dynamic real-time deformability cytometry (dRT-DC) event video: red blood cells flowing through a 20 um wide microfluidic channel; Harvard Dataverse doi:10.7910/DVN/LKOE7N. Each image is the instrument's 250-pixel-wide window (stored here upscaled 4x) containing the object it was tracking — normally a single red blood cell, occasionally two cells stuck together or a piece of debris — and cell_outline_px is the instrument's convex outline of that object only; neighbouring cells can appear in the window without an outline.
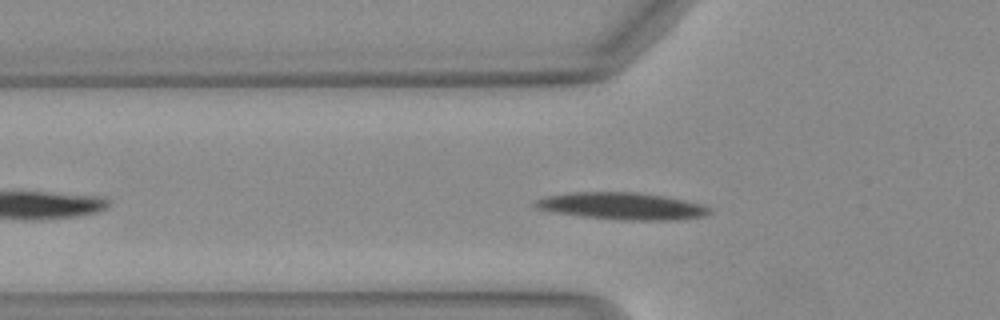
{"species": "Egyptian fruit bat (a non-hibernating species)", "species_latin": "Rousettus aegyptiacus", "temperature_condition": "warm", "stored_images_in_passage": 36, "camera_frame_rate_fps": 3000, "um_per_image_px": 0.085, "animal": {"sex": "female"}, "frame": {"image": 1, "passage_image": 6, "time_ms": 1.667, "image_size_px": [1000, 320], "cell_outline_px": [[712, 212], [704, 216], [672, 220], [624, 220], [584, 216], [556, 212], [540, 208], [532, 204], [536, 200], [548, 196], [572, 192], [636, 192], [664, 196], [700, 204], [708, 208]], "centroid_in_image_um": [52.89, 17.51], "position_along_channel_um": 72.9, "area_um2": 26.88}}
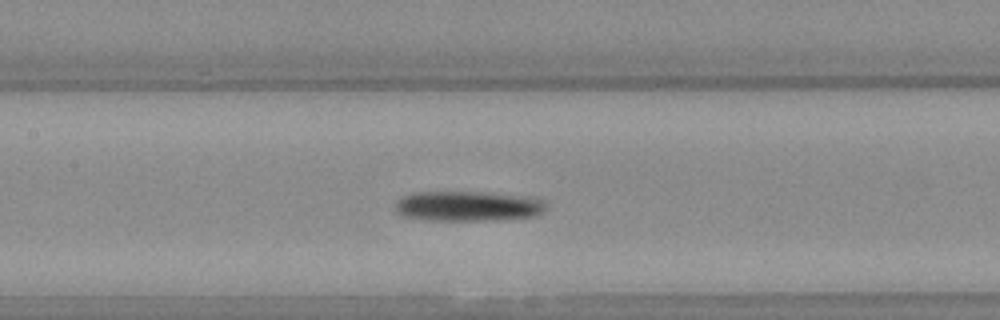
{"frame": {"image": 2, "passage_image": 13, "time_ms": 4.0, "image_size_px": [1000, 320], "cell_outline_px": [[544, 208], [536, 216], [484, 220], [424, 220], [400, 216], [396, 212], [396, 200], [412, 192], [480, 192], [528, 196], [540, 200], [544, 204]], "centroid_in_image_um": [39.67, 17.52], "position_along_channel_um": 167.7, "area_um2": 26.24}}
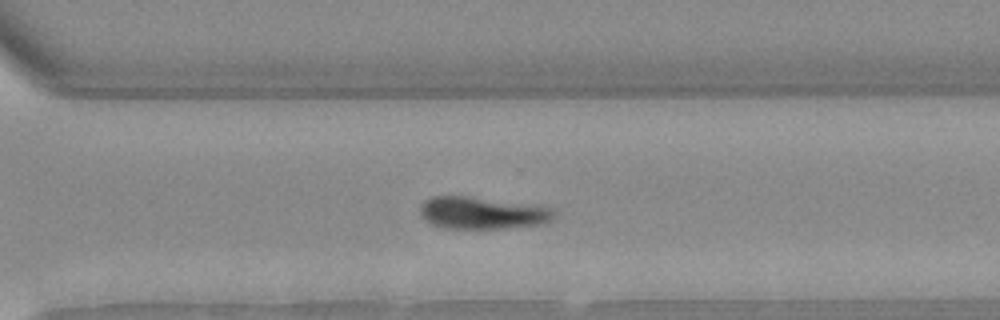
{"frame": {"image": 3, "passage_image": 25, "time_ms": 8.0, "image_size_px": [1000, 320], "cell_outline_px": [[556, 216], [552, 220], [544, 224], [512, 228], [444, 228], [432, 224], [420, 212], [420, 208], [424, 200], [432, 196], [464, 196], [540, 204], [556, 208]], "centroid_in_image_um": [41.14, 18.09], "position_along_channel_um": 329.5, "area_um2": 25.61}}